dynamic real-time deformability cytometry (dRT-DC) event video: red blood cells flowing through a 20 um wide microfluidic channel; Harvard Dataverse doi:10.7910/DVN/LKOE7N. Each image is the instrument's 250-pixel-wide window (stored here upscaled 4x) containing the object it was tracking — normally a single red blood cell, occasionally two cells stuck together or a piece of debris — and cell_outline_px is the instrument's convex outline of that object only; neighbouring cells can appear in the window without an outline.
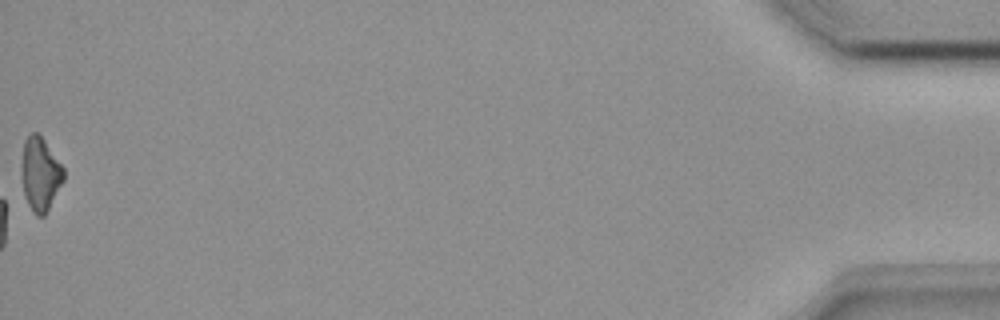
{"species": "common noctule bat (a hibernating species)", "species_latin": "Nyctalus noctula", "temperature_condition": "room temperature", "stored_images_in_passage": 37, "camera_frame_rate_fps": 3000, "um_per_image_px": 0.085, "animal": {"sex": "female", "body_mass_g": 18.4}, "frame": {"image": 1, "passage_image": 37, "time_ms": 12.0, "image_size_px": [1000, 320], "cell_outline_px": [[64, 180], [44, 216], [36, 216], [28, 204], [24, 196], [20, 168], [24, 140], [32, 132], [36, 132], [44, 140], [64, 168]], "centroid_in_image_um": [3.4, 14.79], "position_along_channel_um": 431.8, "area_um2": 18.03}}